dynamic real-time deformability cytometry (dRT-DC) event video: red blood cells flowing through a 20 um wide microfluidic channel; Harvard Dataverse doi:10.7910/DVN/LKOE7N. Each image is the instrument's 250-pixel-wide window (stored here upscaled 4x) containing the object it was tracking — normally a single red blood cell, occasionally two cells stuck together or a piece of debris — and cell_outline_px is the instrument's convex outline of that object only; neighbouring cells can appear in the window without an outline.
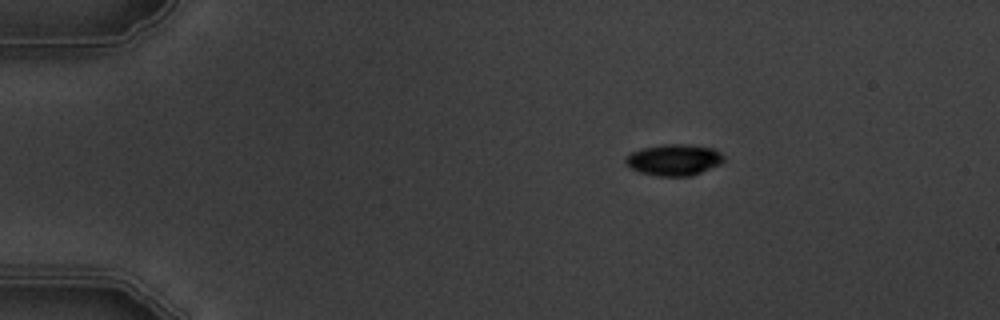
{"species": "common noctule bat (a hibernating species)", "species_latin": "Nyctalus noctula", "temperature_condition": "warm", "stored_images_in_passage": 6, "camera_frame_rate_fps": 3000, "um_per_image_px": 0.085, "animal": {"sex": "male", "body_mass_g": 19.5, "forearm_length_mm": 54.6}, "frame": {"image": 1, "passage_image": 3, "time_ms": 3.333, "image_size_px": [1000, 320], "cell_outline_px": [[724, 160], [720, 164], [700, 172], [688, 176], [656, 176], [640, 172], [632, 168], [624, 160], [632, 152], [644, 148], [664, 144], [688, 144], [712, 148], [720, 152], [724, 156]], "centroid_in_image_um": [57.31, 13.58], "position_along_channel_um": 27.7, "area_um2": 17.63}}